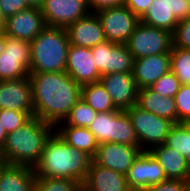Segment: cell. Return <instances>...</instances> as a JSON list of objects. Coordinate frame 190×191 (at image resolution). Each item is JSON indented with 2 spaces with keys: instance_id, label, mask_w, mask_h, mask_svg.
Wrapping results in <instances>:
<instances>
[{
  "instance_id": "obj_32",
  "label": "cell",
  "mask_w": 190,
  "mask_h": 191,
  "mask_svg": "<svg viewBox=\"0 0 190 191\" xmlns=\"http://www.w3.org/2000/svg\"><path fill=\"white\" fill-rule=\"evenodd\" d=\"M178 123H190V85L181 84L174 97Z\"/></svg>"
},
{
  "instance_id": "obj_33",
  "label": "cell",
  "mask_w": 190,
  "mask_h": 191,
  "mask_svg": "<svg viewBox=\"0 0 190 191\" xmlns=\"http://www.w3.org/2000/svg\"><path fill=\"white\" fill-rule=\"evenodd\" d=\"M30 118L31 116L27 112H18L10 109L0 110V121L7 133L13 132Z\"/></svg>"
},
{
  "instance_id": "obj_4",
  "label": "cell",
  "mask_w": 190,
  "mask_h": 191,
  "mask_svg": "<svg viewBox=\"0 0 190 191\" xmlns=\"http://www.w3.org/2000/svg\"><path fill=\"white\" fill-rule=\"evenodd\" d=\"M69 46L65 28L46 26L30 42V73L65 72Z\"/></svg>"
},
{
  "instance_id": "obj_19",
  "label": "cell",
  "mask_w": 190,
  "mask_h": 191,
  "mask_svg": "<svg viewBox=\"0 0 190 191\" xmlns=\"http://www.w3.org/2000/svg\"><path fill=\"white\" fill-rule=\"evenodd\" d=\"M169 71H171L170 53L134 59L133 77L138 89L151 87Z\"/></svg>"
},
{
  "instance_id": "obj_12",
  "label": "cell",
  "mask_w": 190,
  "mask_h": 191,
  "mask_svg": "<svg viewBox=\"0 0 190 191\" xmlns=\"http://www.w3.org/2000/svg\"><path fill=\"white\" fill-rule=\"evenodd\" d=\"M131 191H140L168 180L165 172L149 151H142L126 174Z\"/></svg>"
},
{
  "instance_id": "obj_39",
  "label": "cell",
  "mask_w": 190,
  "mask_h": 191,
  "mask_svg": "<svg viewBox=\"0 0 190 191\" xmlns=\"http://www.w3.org/2000/svg\"><path fill=\"white\" fill-rule=\"evenodd\" d=\"M91 12H97L100 9L121 6L124 0H87Z\"/></svg>"
},
{
  "instance_id": "obj_44",
  "label": "cell",
  "mask_w": 190,
  "mask_h": 191,
  "mask_svg": "<svg viewBox=\"0 0 190 191\" xmlns=\"http://www.w3.org/2000/svg\"><path fill=\"white\" fill-rule=\"evenodd\" d=\"M75 191H90L83 183L79 184Z\"/></svg>"
},
{
  "instance_id": "obj_27",
  "label": "cell",
  "mask_w": 190,
  "mask_h": 191,
  "mask_svg": "<svg viewBox=\"0 0 190 191\" xmlns=\"http://www.w3.org/2000/svg\"><path fill=\"white\" fill-rule=\"evenodd\" d=\"M165 144L181 153L190 167V123H175Z\"/></svg>"
},
{
  "instance_id": "obj_16",
  "label": "cell",
  "mask_w": 190,
  "mask_h": 191,
  "mask_svg": "<svg viewBox=\"0 0 190 191\" xmlns=\"http://www.w3.org/2000/svg\"><path fill=\"white\" fill-rule=\"evenodd\" d=\"M65 72L80 86L100 81L91 49L70 44Z\"/></svg>"
},
{
  "instance_id": "obj_10",
  "label": "cell",
  "mask_w": 190,
  "mask_h": 191,
  "mask_svg": "<svg viewBox=\"0 0 190 191\" xmlns=\"http://www.w3.org/2000/svg\"><path fill=\"white\" fill-rule=\"evenodd\" d=\"M188 0H154L140 22L174 33L177 24L189 17Z\"/></svg>"
},
{
  "instance_id": "obj_30",
  "label": "cell",
  "mask_w": 190,
  "mask_h": 191,
  "mask_svg": "<svg viewBox=\"0 0 190 191\" xmlns=\"http://www.w3.org/2000/svg\"><path fill=\"white\" fill-rule=\"evenodd\" d=\"M79 184L66 178L36 176L34 191H75Z\"/></svg>"
},
{
  "instance_id": "obj_6",
  "label": "cell",
  "mask_w": 190,
  "mask_h": 191,
  "mask_svg": "<svg viewBox=\"0 0 190 191\" xmlns=\"http://www.w3.org/2000/svg\"><path fill=\"white\" fill-rule=\"evenodd\" d=\"M126 113L132 121L142 151H149L164 144L174 125L172 121L143 110L137 105L127 109Z\"/></svg>"
},
{
  "instance_id": "obj_24",
  "label": "cell",
  "mask_w": 190,
  "mask_h": 191,
  "mask_svg": "<svg viewBox=\"0 0 190 191\" xmlns=\"http://www.w3.org/2000/svg\"><path fill=\"white\" fill-rule=\"evenodd\" d=\"M55 132L71 147L95 156L98 143L87 127L66 125L63 121L55 126Z\"/></svg>"
},
{
  "instance_id": "obj_7",
  "label": "cell",
  "mask_w": 190,
  "mask_h": 191,
  "mask_svg": "<svg viewBox=\"0 0 190 191\" xmlns=\"http://www.w3.org/2000/svg\"><path fill=\"white\" fill-rule=\"evenodd\" d=\"M134 59L150 55L170 53L172 33L165 29L152 27L139 22L134 33L125 43Z\"/></svg>"
},
{
  "instance_id": "obj_18",
  "label": "cell",
  "mask_w": 190,
  "mask_h": 191,
  "mask_svg": "<svg viewBox=\"0 0 190 191\" xmlns=\"http://www.w3.org/2000/svg\"><path fill=\"white\" fill-rule=\"evenodd\" d=\"M65 29L72 45L91 48L106 41L101 22L95 12H90Z\"/></svg>"
},
{
  "instance_id": "obj_34",
  "label": "cell",
  "mask_w": 190,
  "mask_h": 191,
  "mask_svg": "<svg viewBox=\"0 0 190 191\" xmlns=\"http://www.w3.org/2000/svg\"><path fill=\"white\" fill-rule=\"evenodd\" d=\"M172 38L173 46L190 50V16L177 24Z\"/></svg>"
},
{
  "instance_id": "obj_11",
  "label": "cell",
  "mask_w": 190,
  "mask_h": 191,
  "mask_svg": "<svg viewBox=\"0 0 190 191\" xmlns=\"http://www.w3.org/2000/svg\"><path fill=\"white\" fill-rule=\"evenodd\" d=\"M40 10L47 26L63 28L91 12L87 0H44Z\"/></svg>"
},
{
  "instance_id": "obj_25",
  "label": "cell",
  "mask_w": 190,
  "mask_h": 191,
  "mask_svg": "<svg viewBox=\"0 0 190 191\" xmlns=\"http://www.w3.org/2000/svg\"><path fill=\"white\" fill-rule=\"evenodd\" d=\"M134 58L126 44L107 41L106 74L133 73Z\"/></svg>"
},
{
  "instance_id": "obj_1",
  "label": "cell",
  "mask_w": 190,
  "mask_h": 191,
  "mask_svg": "<svg viewBox=\"0 0 190 191\" xmlns=\"http://www.w3.org/2000/svg\"><path fill=\"white\" fill-rule=\"evenodd\" d=\"M34 116L53 126L65 120L81 99V86L66 72L29 73Z\"/></svg>"
},
{
  "instance_id": "obj_9",
  "label": "cell",
  "mask_w": 190,
  "mask_h": 191,
  "mask_svg": "<svg viewBox=\"0 0 190 191\" xmlns=\"http://www.w3.org/2000/svg\"><path fill=\"white\" fill-rule=\"evenodd\" d=\"M107 41L125 44L134 33L140 19L124 5L100 9L95 12Z\"/></svg>"
},
{
  "instance_id": "obj_36",
  "label": "cell",
  "mask_w": 190,
  "mask_h": 191,
  "mask_svg": "<svg viewBox=\"0 0 190 191\" xmlns=\"http://www.w3.org/2000/svg\"><path fill=\"white\" fill-rule=\"evenodd\" d=\"M29 8L25 0H0V10L6 19Z\"/></svg>"
},
{
  "instance_id": "obj_21",
  "label": "cell",
  "mask_w": 190,
  "mask_h": 191,
  "mask_svg": "<svg viewBox=\"0 0 190 191\" xmlns=\"http://www.w3.org/2000/svg\"><path fill=\"white\" fill-rule=\"evenodd\" d=\"M34 168L0 161V191H34Z\"/></svg>"
},
{
  "instance_id": "obj_17",
  "label": "cell",
  "mask_w": 190,
  "mask_h": 191,
  "mask_svg": "<svg viewBox=\"0 0 190 191\" xmlns=\"http://www.w3.org/2000/svg\"><path fill=\"white\" fill-rule=\"evenodd\" d=\"M46 26L40 8H29L7 18L4 33L31 42Z\"/></svg>"
},
{
  "instance_id": "obj_5",
  "label": "cell",
  "mask_w": 190,
  "mask_h": 191,
  "mask_svg": "<svg viewBox=\"0 0 190 191\" xmlns=\"http://www.w3.org/2000/svg\"><path fill=\"white\" fill-rule=\"evenodd\" d=\"M88 129L94 134L98 144L111 142L139 146L132 121L126 111L97 113Z\"/></svg>"
},
{
  "instance_id": "obj_22",
  "label": "cell",
  "mask_w": 190,
  "mask_h": 191,
  "mask_svg": "<svg viewBox=\"0 0 190 191\" xmlns=\"http://www.w3.org/2000/svg\"><path fill=\"white\" fill-rule=\"evenodd\" d=\"M149 152L156 158L167 179L190 181V167L181 153L165 143L153 147Z\"/></svg>"
},
{
  "instance_id": "obj_37",
  "label": "cell",
  "mask_w": 190,
  "mask_h": 191,
  "mask_svg": "<svg viewBox=\"0 0 190 191\" xmlns=\"http://www.w3.org/2000/svg\"><path fill=\"white\" fill-rule=\"evenodd\" d=\"M95 60L97 70L101 76L106 75L107 40L90 48Z\"/></svg>"
},
{
  "instance_id": "obj_14",
  "label": "cell",
  "mask_w": 190,
  "mask_h": 191,
  "mask_svg": "<svg viewBox=\"0 0 190 191\" xmlns=\"http://www.w3.org/2000/svg\"><path fill=\"white\" fill-rule=\"evenodd\" d=\"M112 103L118 110L126 111L137 105L138 87L133 73H112L100 77Z\"/></svg>"
},
{
  "instance_id": "obj_13",
  "label": "cell",
  "mask_w": 190,
  "mask_h": 191,
  "mask_svg": "<svg viewBox=\"0 0 190 191\" xmlns=\"http://www.w3.org/2000/svg\"><path fill=\"white\" fill-rule=\"evenodd\" d=\"M141 152L139 146L111 142L102 143L98 145L93 161L100 166L126 175Z\"/></svg>"
},
{
  "instance_id": "obj_31",
  "label": "cell",
  "mask_w": 190,
  "mask_h": 191,
  "mask_svg": "<svg viewBox=\"0 0 190 191\" xmlns=\"http://www.w3.org/2000/svg\"><path fill=\"white\" fill-rule=\"evenodd\" d=\"M180 86V80L172 71H169L160 77L150 88L161 96L174 98Z\"/></svg>"
},
{
  "instance_id": "obj_38",
  "label": "cell",
  "mask_w": 190,
  "mask_h": 191,
  "mask_svg": "<svg viewBox=\"0 0 190 191\" xmlns=\"http://www.w3.org/2000/svg\"><path fill=\"white\" fill-rule=\"evenodd\" d=\"M153 1L154 0H124L123 5L140 19Z\"/></svg>"
},
{
  "instance_id": "obj_35",
  "label": "cell",
  "mask_w": 190,
  "mask_h": 191,
  "mask_svg": "<svg viewBox=\"0 0 190 191\" xmlns=\"http://www.w3.org/2000/svg\"><path fill=\"white\" fill-rule=\"evenodd\" d=\"M140 191H190V181L168 179L162 183L151 185Z\"/></svg>"
},
{
  "instance_id": "obj_45",
  "label": "cell",
  "mask_w": 190,
  "mask_h": 191,
  "mask_svg": "<svg viewBox=\"0 0 190 191\" xmlns=\"http://www.w3.org/2000/svg\"><path fill=\"white\" fill-rule=\"evenodd\" d=\"M188 11H189V16H190V0H188Z\"/></svg>"
},
{
  "instance_id": "obj_43",
  "label": "cell",
  "mask_w": 190,
  "mask_h": 191,
  "mask_svg": "<svg viewBox=\"0 0 190 191\" xmlns=\"http://www.w3.org/2000/svg\"><path fill=\"white\" fill-rule=\"evenodd\" d=\"M5 23H6V18L4 17L2 11L0 10V31H4Z\"/></svg>"
},
{
  "instance_id": "obj_3",
  "label": "cell",
  "mask_w": 190,
  "mask_h": 191,
  "mask_svg": "<svg viewBox=\"0 0 190 191\" xmlns=\"http://www.w3.org/2000/svg\"><path fill=\"white\" fill-rule=\"evenodd\" d=\"M54 132L55 126L32 116L22 126L7 134L0 150V161L34 168Z\"/></svg>"
},
{
  "instance_id": "obj_28",
  "label": "cell",
  "mask_w": 190,
  "mask_h": 191,
  "mask_svg": "<svg viewBox=\"0 0 190 191\" xmlns=\"http://www.w3.org/2000/svg\"><path fill=\"white\" fill-rule=\"evenodd\" d=\"M171 71L181 84L190 85V50L172 45L170 51Z\"/></svg>"
},
{
  "instance_id": "obj_8",
  "label": "cell",
  "mask_w": 190,
  "mask_h": 191,
  "mask_svg": "<svg viewBox=\"0 0 190 191\" xmlns=\"http://www.w3.org/2000/svg\"><path fill=\"white\" fill-rule=\"evenodd\" d=\"M30 42L6 35L5 49L0 55V81L29 76Z\"/></svg>"
},
{
  "instance_id": "obj_41",
  "label": "cell",
  "mask_w": 190,
  "mask_h": 191,
  "mask_svg": "<svg viewBox=\"0 0 190 191\" xmlns=\"http://www.w3.org/2000/svg\"><path fill=\"white\" fill-rule=\"evenodd\" d=\"M30 8H41L44 0H25Z\"/></svg>"
},
{
  "instance_id": "obj_23",
  "label": "cell",
  "mask_w": 190,
  "mask_h": 191,
  "mask_svg": "<svg viewBox=\"0 0 190 191\" xmlns=\"http://www.w3.org/2000/svg\"><path fill=\"white\" fill-rule=\"evenodd\" d=\"M137 106L159 117L178 123V114L174 98L161 96L150 87L138 90Z\"/></svg>"
},
{
  "instance_id": "obj_15",
  "label": "cell",
  "mask_w": 190,
  "mask_h": 191,
  "mask_svg": "<svg viewBox=\"0 0 190 191\" xmlns=\"http://www.w3.org/2000/svg\"><path fill=\"white\" fill-rule=\"evenodd\" d=\"M27 112L34 116L32 85L29 76L16 80L0 81V110Z\"/></svg>"
},
{
  "instance_id": "obj_42",
  "label": "cell",
  "mask_w": 190,
  "mask_h": 191,
  "mask_svg": "<svg viewBox=\"0 0 190 191\" xmlns=\"http://www.w3.org/2000/svg\"><path fill=\"white\" fill-rule=\"evenodd\" d=\"M6 35L4 31H0V55L3 53L5 49Z\"/></svg>"
},
{
  "instance_id": "obj_40",
  "label": "cell",
  "mask_w": 190,
  "mask_h": 191,
  "mask_svg": "<svg viewBox=\"0 0 190 191\" xmlns=\"http://www.w3.org/2000/svg\"><path fill=\"white\" fill-rule=\"evenodd\" d=\"M7 134L8 133L6 132L5 128L3 127V125L1 124V121H0V150L3 147V145L5 144Z\"/></svg>"
},
{
  "instance_id": "obj_29",
  "label": "cell",
  "mask_w": 190,
  "mask_h": 191,
  "mask_svg": "<svg viewBox=\"0 0 190 191\" xmlns=\"http://www.w3.org/2000/svg\"><path fill=\"white\" fill-rule=\"evenodd\" d=\"M96 115L97 112L88 103L80 99L63 122L66 125L88 128Z\"/></svg>"
},
{
  "instance_id": "obj_2",
  "label": "cell",
  "mask_w": 190,
  "mask_h": 191,
  "mask_svg": "<svg viewBox=\"0 0 190 191\" xmlns=\"http://www.w3.org/2000/svg\"><path fill=\"white\" fill-rule=\"evenodd\" d=\"M93 158L69 146L56 132L47 140L38 163L36 176L66 178L84 183Z\"/></svg>"
},
{
  "instance_id": "obj_20",
  "label": "cell",
  "mask_w": 190,
  "mask_h": 191,
  "mask_svg": "<svg viewBox=\"0 0 190 191\" xmlns=\"http://www.w3.org/2000/svg\"><path fill=\"white\" fill-rule=\"evenodd\" d=\"M83 184L90 191H131L126 175L100 166L93 160Z\"/></svg>"
},
{
  "instance_id": "obj_26",
  "label": "cell",
  "mask_w": 190,
  "mask_h": 191,
  "mask_svg": "<svg viewBox=\"0 0 190 191\" xmlns=\"http://www.w3.org/2000/svg\"><path fill=\"white\" fill-rule=\"evenodd\" d=\"M81 99L88 103L97 113L118 110L100 81L82 85Z\"/></svg>"
}]
</instances>
